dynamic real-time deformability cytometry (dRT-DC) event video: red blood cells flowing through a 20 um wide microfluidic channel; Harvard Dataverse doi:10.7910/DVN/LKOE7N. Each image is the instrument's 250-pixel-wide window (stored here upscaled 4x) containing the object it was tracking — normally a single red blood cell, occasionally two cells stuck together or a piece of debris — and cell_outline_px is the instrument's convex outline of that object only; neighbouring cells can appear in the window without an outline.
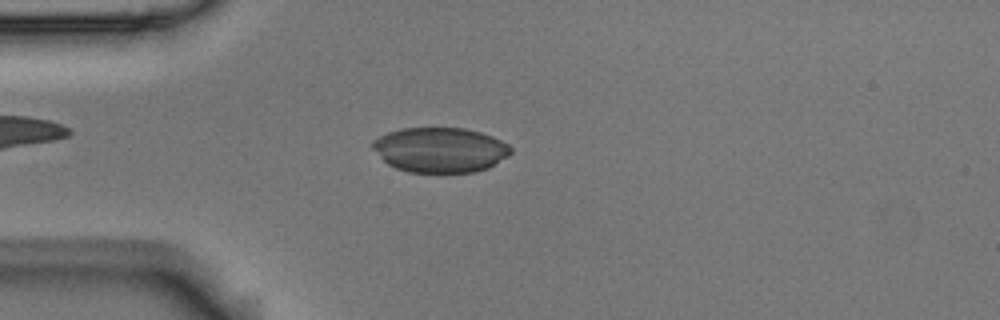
{"species": "Egyptian fruit bat (a non-hibernating species)", "species_latin": "Rousettus aegyptiacus", "temperature_condition": "room temperature", "stored_images_in_passage": 4, "camera_frame_rate_fps": 3000, "um_per_image_px": 0.085, "animal": {"sex": "male"}, "frame": {"image": 1, "passage_image": 4, "time_ms": 1.0, "image_size_px": [1000, 320], "cell_outline_px": [[512, 152], [508, 156], [488, 168], [472, 172], [408, 172], [396, 168], [388, 164], [372, 148], [372, 140], [388, 132], [400, 128], [464, 128], [480, 132], [492, 136], [508, 144], [512, 148]], "centroid_in_image_um": [37.41, 12.73], "position_along_channel_um": 47.6, "area_um2": 36.18}}